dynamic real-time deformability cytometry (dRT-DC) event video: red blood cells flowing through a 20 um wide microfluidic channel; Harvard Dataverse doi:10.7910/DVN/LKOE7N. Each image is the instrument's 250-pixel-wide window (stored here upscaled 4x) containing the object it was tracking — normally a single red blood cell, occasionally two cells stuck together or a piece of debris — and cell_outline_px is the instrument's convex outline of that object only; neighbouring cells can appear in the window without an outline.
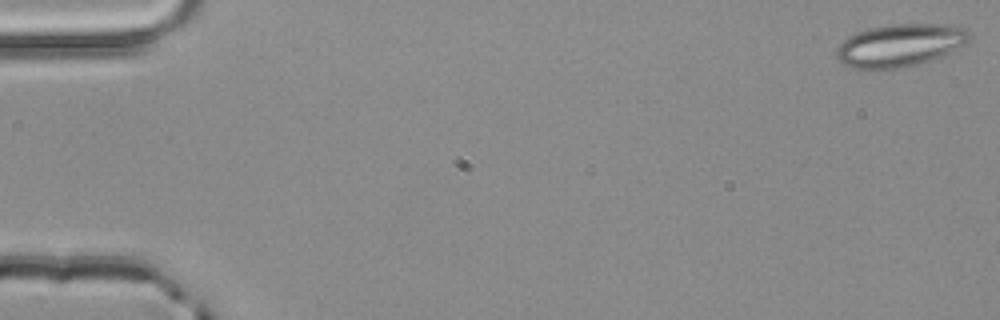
{"species": "common noctule bat (a hibernating species)", "species_latin": "Nyctalus noctula", "temperature_condition": "room temperature", "stored_images_in_passage": 4, "camera_frame_rate_fps": 3000, "um_per_image_px": 0.085, "animal": {"sex": "male", "body_mass_g": 20.4}, "frame": {"image": 1, "passage_image": 1, "time_ms": 0.0, "image_size_px": [1000, 320], "cell_outline_px": [[972, 36], [968, 44], [932, 60], [904, 68], [872, 72], [848, 68], [836, 60], [836, 48], [848, 36], [856, 32], [888, 24], [948, 24], [964, 28], [972, 32]], "centroid_in_image_um": [76.48, 3.89], "position_along_channel_um": 8.5, "area_um2": 34.28}}